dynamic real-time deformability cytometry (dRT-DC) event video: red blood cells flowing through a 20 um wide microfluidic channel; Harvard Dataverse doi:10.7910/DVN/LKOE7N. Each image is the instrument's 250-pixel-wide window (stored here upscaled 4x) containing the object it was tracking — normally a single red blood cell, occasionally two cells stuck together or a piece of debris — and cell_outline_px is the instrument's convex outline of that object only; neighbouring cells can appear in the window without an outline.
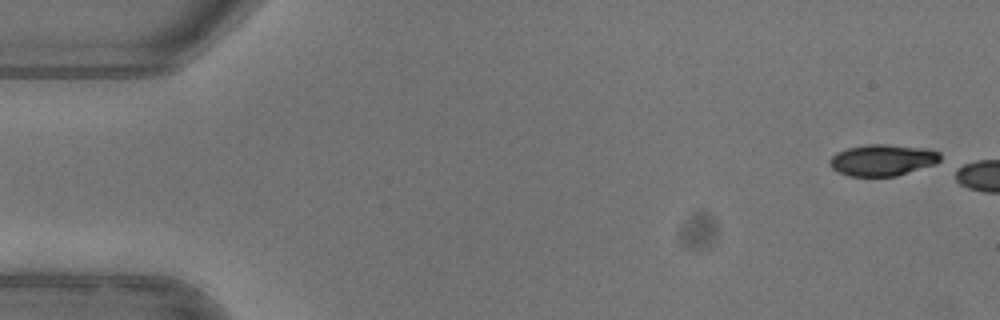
{"species": "common noctule bat (a hibernating species)", "species_latin": "Nyctalus noctula", "temperature_condition": "warm", "stored_images_in_passage": 4, "camera_frame_rate_fps": 3000, "um_per_image_px": 0.085, "animal": {"sex": "female"}, "frame": {"image": 1, "passage_image": 1, "time_ms": 0.0, "image_size_px": [1000, 320], "cell_outline_px": [[940, 160], [936, 164], [896, 176], [848, 176], [832, 168], [828, 164], [828, 160], [836, 152], [848, 148], [868, 144], [888, 144], [924, 148], [940, 152]], "centroid_in_image_um": [75.0, 13.6], "position_along_channel_um": 10.0, "area_um2": 20.29}}